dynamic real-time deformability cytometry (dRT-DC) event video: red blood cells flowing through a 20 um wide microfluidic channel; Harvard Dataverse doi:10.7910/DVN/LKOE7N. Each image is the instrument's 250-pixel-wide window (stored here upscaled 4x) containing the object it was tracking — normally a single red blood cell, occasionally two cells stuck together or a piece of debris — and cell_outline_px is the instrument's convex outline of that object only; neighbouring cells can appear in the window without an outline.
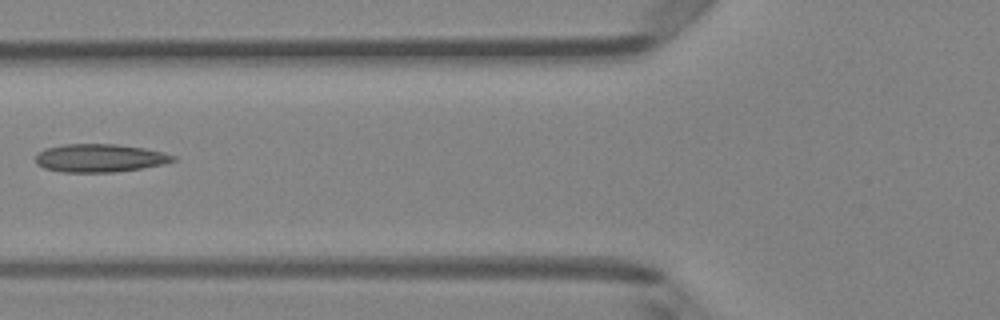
{"species": "Egyptian fruit bat (a non-hibernating species)", "species_latin": "Rousettus aegyptiacus", "temperature_condition": "room temperature", "stored_images_in_passage": 5, "camera_frame_rate_fps": 3000, "um_per_image_px": 0.085, "animal": {"sex": "female"}, "frame": {"image": 1, "passage_image": 5, "time_ms": 5.333, "image_size_px": [1000, 320], "cell_outline_px": [[176, 160], [164, 164], [140, 168], [112, 172], [60, 172], [44, 168], [36, 164], [36, 152], [44, 148], [64, 144], [116, 144], [144, 148], [164, 152], [176, 156]], "centroid_in_image_um": [8.45, 13.43], "position_along_channel_um": 117.4, "area_um2": 22.66}}